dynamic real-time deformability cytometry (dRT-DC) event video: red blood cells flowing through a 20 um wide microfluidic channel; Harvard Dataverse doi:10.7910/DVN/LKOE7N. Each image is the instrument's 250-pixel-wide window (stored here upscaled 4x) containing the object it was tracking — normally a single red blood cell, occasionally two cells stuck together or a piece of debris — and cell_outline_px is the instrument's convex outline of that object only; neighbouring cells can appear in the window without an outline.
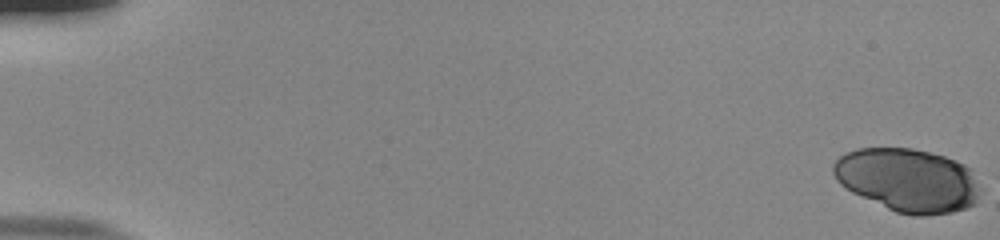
{"species": "human", "species_latin": "Homo sapiens", "temperature_condition": "room temperature", "stored_images_in_passage": 55, "camera_frame_rate_fps": 3000, "um_per_image_px": 0.085, "donor": {"sex": "male"}, "frame": {"image": 1, "passage_image": 1, "time_ms": 0.0, "image_size_px": [1000, 240], "cell_outline_px": [[980, 192], [976, 204], [952, 212], [924, 216], [912, 216], [896, 212], [852, 192], [840, 184], [836, 180], [832, 172], [832, 164], [844, 152], [856, 148], [912, 148], [944, 156], [964, 164], [972, 168]], "centroid_in_image_um": [77.15, 15.31], "position_along_channel_um": 7.8, "area_um2": 54.56}}
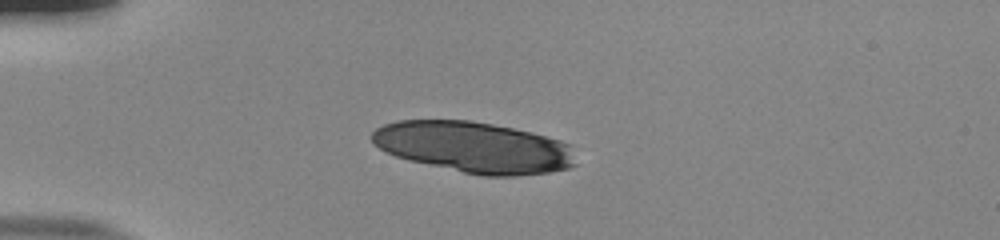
{"frame": {"image": 2, "passage_image": 16, "time_ms": 5.0, "image_size_px": [1000, 240], "cell_outline_px": [[576, 164], [568, 168], [548, 172], [516, 176], [484, 176], [464, 172], [408, 160], [396, 156], [380, 148], [372, 140], [372, 132], [376, 128], [384, 124], [396, 120], [472, 120], [532, 132], [548, 136], [572, 144]], "centroid_in_image_um": [40.32, 12.51], "position_along_channel_um": 44.7, "area_um2": 60.63}}
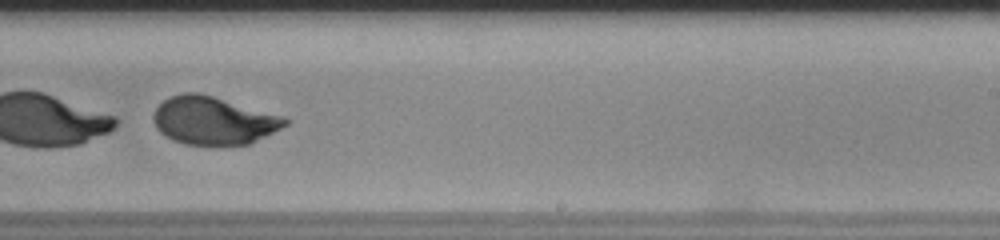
{"frame": {"image": 3, "passage_image": 37, "time_ms": 12.0, "image_size_px": [1000, 240], "cell_outline_px": [[288, 124], [248, 144], [212, 148], [184, 144], [172, 140], [164, 136], [156, 128], [152, 120], [152, 116], [156, 108], [164, 100], [172, 96], [184, 92], [196, 92], [212, 96], [284, 116], [288, 120]], "centroid_in_image_um": [18.1, 10.29], "position_along_channel_um": 270.9, "area_um2": 37.28}}